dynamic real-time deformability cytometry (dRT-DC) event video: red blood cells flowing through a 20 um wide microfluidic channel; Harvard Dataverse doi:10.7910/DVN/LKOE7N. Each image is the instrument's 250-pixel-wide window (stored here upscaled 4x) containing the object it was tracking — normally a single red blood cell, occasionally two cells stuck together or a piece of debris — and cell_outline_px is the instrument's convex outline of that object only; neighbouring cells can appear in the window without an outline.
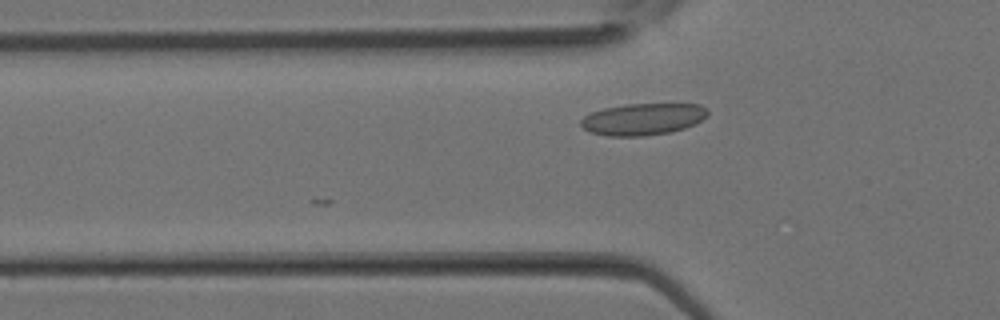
{"species": "Egyptian fruit bat (a non-hibernating species)", "species_latin": "Rousettus aegyptiacus", "temperature_condition": "room temperature", "stored_images_in_passage": 6, "camera_frame_rate_fps": 3000, "um_per_image_px": 0.085, "animal": {"sex": "female"}, "frame": {"image": 1, "passage_image": 6, "time_ms": 1.667, "image_size_px": [1000, 320], "cell_outline_px": [[708, 116], [684, 128], [668, 132], [644, 136], [608, 136], [592, 132], [584, 128], [580, 124], [580, 120], [584, 116], [592, 112], [604, 108], [628, 104], [700, 104], [708, 112]], "centroid_in_image_um": [54.62, 10.12], "position_along_channel_um": 71.2, "area_um2": 23.18}}